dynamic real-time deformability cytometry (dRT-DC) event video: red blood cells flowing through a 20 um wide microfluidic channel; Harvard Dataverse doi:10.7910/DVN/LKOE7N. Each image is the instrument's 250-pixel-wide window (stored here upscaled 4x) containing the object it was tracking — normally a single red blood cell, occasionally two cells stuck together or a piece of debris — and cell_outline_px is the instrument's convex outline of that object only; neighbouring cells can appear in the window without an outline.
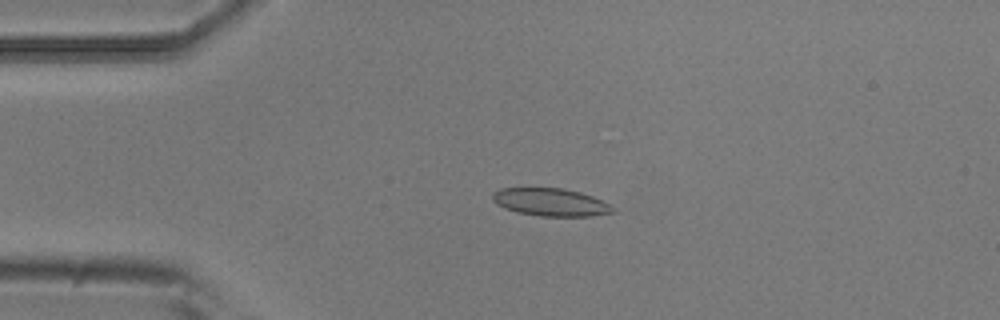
{"species": "common noctule bat (a hibernating species)", "species_latin": "Nyctalus noctula", "temperature_condition": "room temperature", "stored_images_in_passage": 4, "camera_frame_rate_fps": 3000, "um_per_image_px": 0.085, "animal": {"sex": "male", "body_mass_g": 20.5, "forearm_length_mm": 52.5}, "frame": {"image": 1, "passage_image": 3, "time_ms": 0.667, "image_size_px": [1000, 320], "cell_outline_px": [[616, 212], [592, 216], [540, 216], [516, 212], [504, 208], [496, 204], [492, 200], [492, 192], [500, 188], [564, 188], [580, 192], [592, 196], [616, 208]], "centroid_in_image_um": [46.79, 17.19], "position_along_channel_um": 38.2, "area_um2": 19.59}}